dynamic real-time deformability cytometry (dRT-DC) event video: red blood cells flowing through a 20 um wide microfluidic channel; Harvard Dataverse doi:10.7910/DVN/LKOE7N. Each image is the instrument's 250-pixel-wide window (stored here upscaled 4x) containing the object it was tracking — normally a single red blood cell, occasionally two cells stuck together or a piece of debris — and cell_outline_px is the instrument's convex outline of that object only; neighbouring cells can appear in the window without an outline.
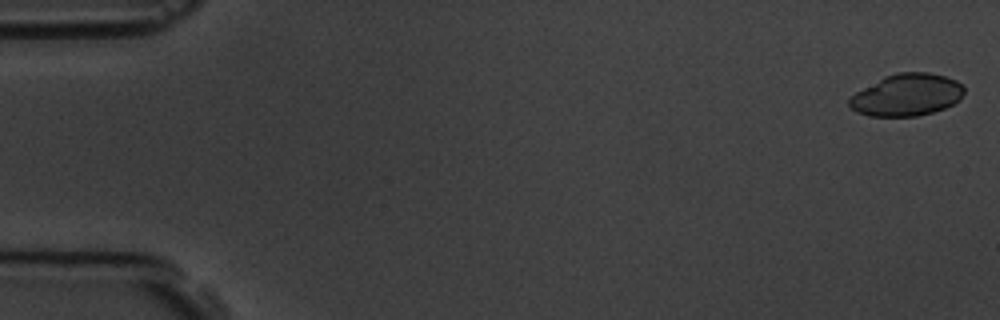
{"species": "common noctule bat (a hibernating species)", "species_latin": "Nyctalus noctula", "temperature_condition": "room temperature", "stored_images_in_passage": 5, "camera_frame_rate_fps": 3000, "um_per_image_px": 0.085, "animal": {"sex": "male", "body_mass_g": 19.5, "forearm_length_mm": 54.6}, "frame": {"image": 1, "passage_image": 1, "time_ms": 0.0, "image_size_px": [1000, 320], "cell_outline_px": [[964, 92], [960, 100], [944, 108], [932, 112], [916, 116], [868, 116], [856, 112], [848, 104], [848, 100], [856, 92], [884, 76], [896, 72], [928, 72], [944, 76], [956, 80], [964, 84]], "centroid_in_image_um": [77.09, 8.06], "position_along_channel_um": 7.9, "area_um2": 28.21}}